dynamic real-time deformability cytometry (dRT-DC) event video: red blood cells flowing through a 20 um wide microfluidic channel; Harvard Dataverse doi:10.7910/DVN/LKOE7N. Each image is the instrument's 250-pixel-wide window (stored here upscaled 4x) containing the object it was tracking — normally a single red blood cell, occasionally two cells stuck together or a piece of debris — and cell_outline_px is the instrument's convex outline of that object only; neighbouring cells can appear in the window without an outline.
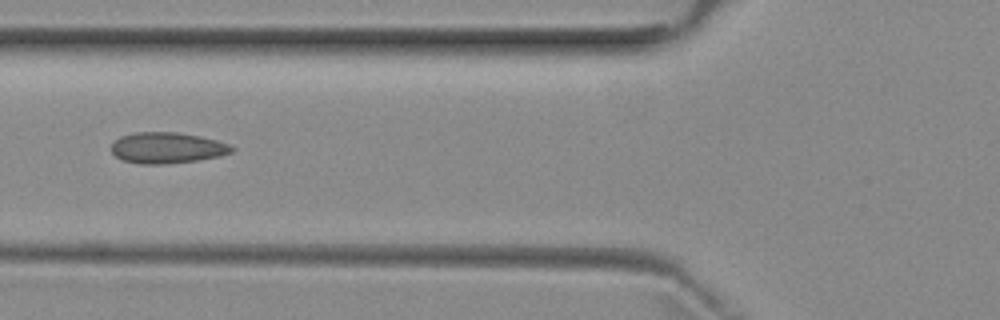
{"species": "common noctule bat (a hibernating species)", "species_latin": "Nyctalus noctula", "temperature_condition": "room temperature", "stored_images_in_passage": 4, "camera_frame_rate_fps": 3000, "um_per_image_px": 0.085, "animal": {"sex": "female", "body_mass_g": 29.2, "forearm_length_mm": 56.3}, "frame": {"image": 1, "passage_image": 4, "time_ms": 3.667, "image_size_px": [1000, 320], "cell_outline_px": [[236, 148], [232, 152], [220, 156], [196, 160], [164, 164], [140, 164], [124, 160], [116, 156], [112, 152], [112, 140], [120, 136], [136, 132], [176, 132], [200, 136], [216, 140], [228, 144]], "centroid_in_image_um": [14.19, 12.56], "position_along_channel_um": 111.6, "area_um2": 21.73}}